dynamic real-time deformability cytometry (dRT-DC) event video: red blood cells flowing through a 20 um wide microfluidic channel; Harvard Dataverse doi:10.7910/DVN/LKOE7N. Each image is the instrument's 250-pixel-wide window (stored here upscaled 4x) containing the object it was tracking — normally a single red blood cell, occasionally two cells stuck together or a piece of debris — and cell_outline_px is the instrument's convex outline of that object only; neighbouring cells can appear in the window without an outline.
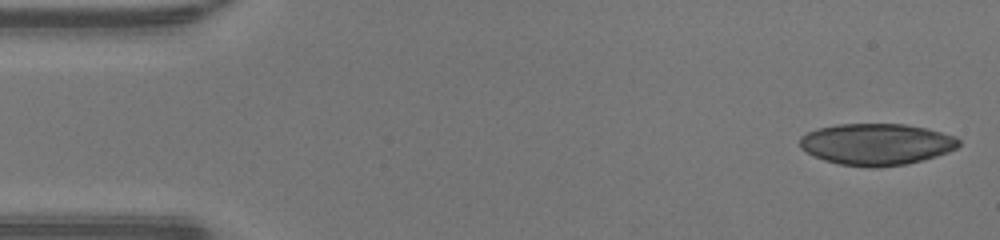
{"species": "human", "species_latin": "Homo sapiens", "temperature_condition": "warm", "stored_images_in_passage": 47, "camera_frame_rate_fps": 3000, "um_per_image_px": 0.085, "donor": {"sex": "male"}, "frame": {"image": 1, "passage_image": 1, "time_ms": 0.0, "image_size_px": [1000, 240], "cell_outline_px": [[960, 144], [956, 148], [948, 152], [936, 156], [908, 164], [872, 168], [840, 164], [824, 160], [800, 148], [800, 136], [816, 128], [836, 124], [904, 124], [924, 128], [956, 136], [960, 140]], "centroid_in_image_um": [74.5, 12.26], "position_along_channel_um": 10.5, "area_um2": 38.49}}
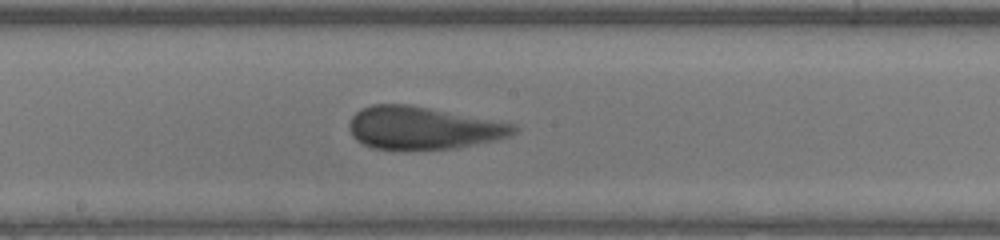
{"frame": {"image": 2, "passage_image": 24, "time_ms": 7.667, "image_size_px": [1000, 240], "cell_outline_px": [[520, 128], [516, 132], [508, 136], [492, 140], [456, 148], [372, 148], [356, 140], [352, 136], [348, 128], [348, 124], [352, 116], [360, 108], [372, 104], [408, 104], [516, 124]], "centroid_in_image_um": [35.92, 10.85], "position_along_channel_um": 212.3, "area_um2": 40.4}}
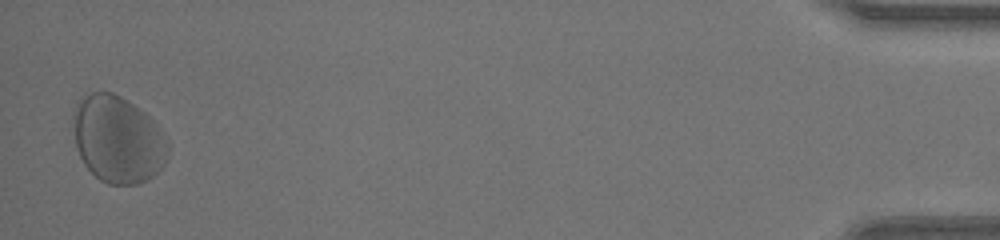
{"frame": {"image": 3, "passage_image": 46, "time_ms": 15.0, "image_size_px": [1000, 240], "cell_outline_px": [[168, 156], [164, 164], [148, 180], [136, 184], [108, 184], [100, 180], [84, 164], [76, 148], [72, 116], [80, 96], [92, 92], [112, 92], [120, 96], [144, 112], [156, 124], [168, 140]], "centroid_in_image_um": [10.0, 11.84], "position_along_channel_um": 425.2, "area_um2": 48.03}, "authors_computed_cell_mechanics": {"area_um2": 40.3444, "velocity_mm_per_s": 4.2477, "shape_relaxation_time_tau1_ms": 3.6034, "shape_relaxation_time_tau2_ms": 1.5669, "deformation_change_tau1": 0.1164, "deformation_change_tau2": 0.1117}}